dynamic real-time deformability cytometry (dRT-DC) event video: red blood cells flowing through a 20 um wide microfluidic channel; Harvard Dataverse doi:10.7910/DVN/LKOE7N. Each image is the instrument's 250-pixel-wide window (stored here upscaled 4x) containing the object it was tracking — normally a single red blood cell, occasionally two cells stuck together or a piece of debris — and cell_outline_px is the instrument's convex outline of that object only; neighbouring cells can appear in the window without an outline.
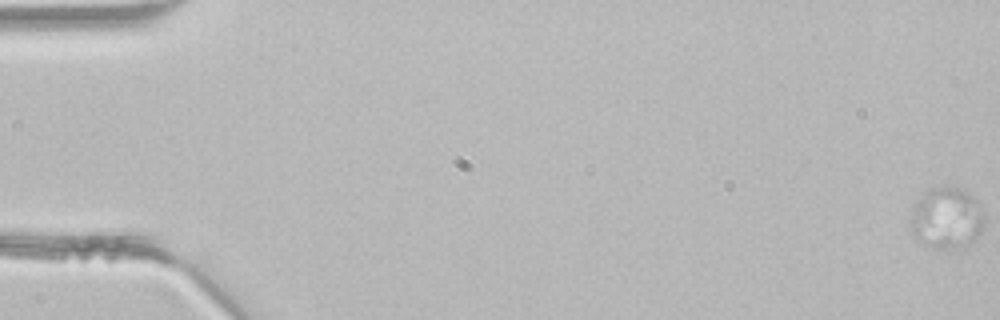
{"species": "common noctule bat (a hibernating species)", "species_latin": "Nyctalus noctula", "temperature_condition": "room temperature", "stored_images_in_passage": 4, "camera_frame_rate_fps": 3000, "um_per_image_px": 0.085, "animal": {"sex": "male", "body_mass_g": 21.5, "forearm_length_mm": 52.0}, "frame": {"image": 1, "passage_image": 1, "time_ms": 0.0, "image_size_px": [1000, 320], "cell_outline_px": [[984, 224], [976, 240], [968, 248], [936, 248], [920, 240], [912, 232], [912, 212], [920, 196], [924, 192], [932, 188], [964, 188], [980, 204], [984, 212]], "centroid_in_image_um": [80.55, 18.55], "position_along_channel_um": 4.5, "area_um2": 26.18}}
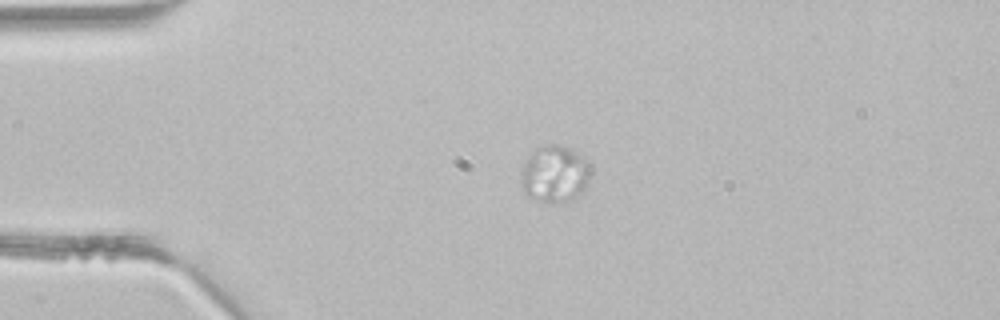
{"frame": {"image": 2, "passage_image": 3, "time_ms": 0.667, "image_size_px": [1000, 320], "cell_outline_px": [[592, 172], [588, 184], [572, 200], [560, 204], [548, 204], [536, 200], [528, 196], [524, 192], [520, 180], [524, 160], [536, 148], [548, 144], [560, 144], [572, 148], [592, 168]], "centroid_in_image_um": [47.14, 14.81], "position_along_channel_um": 37.9, "area_um2": 23.58}}